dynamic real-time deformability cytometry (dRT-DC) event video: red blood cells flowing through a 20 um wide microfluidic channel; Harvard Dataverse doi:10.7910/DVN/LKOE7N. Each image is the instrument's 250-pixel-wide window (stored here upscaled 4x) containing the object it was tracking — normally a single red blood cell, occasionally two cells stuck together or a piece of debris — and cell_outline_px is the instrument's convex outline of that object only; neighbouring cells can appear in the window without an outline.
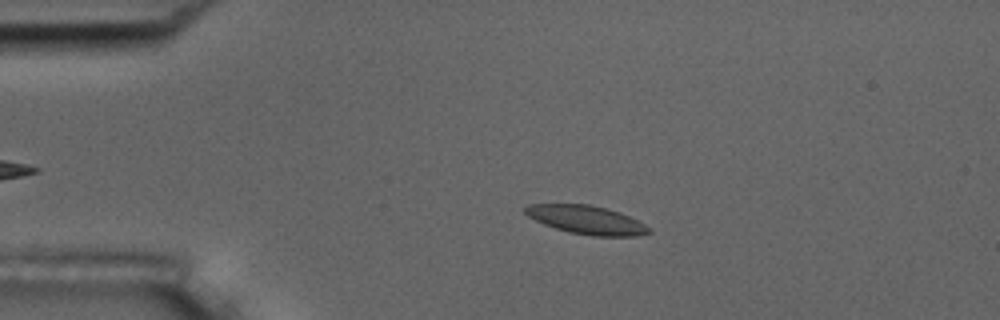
{"species": "common noctule bat (a hibernating species)", "species_latin": "Nyctalus noctula", "temperature_condition": "room temperature", "stored_images_in_passage": 4, "camera_frame_rate_fps": 3000, "um_per_image_px": 0.085, "animal": {"sex": "male", "body_mass_g": 17.5, "forearm_length_mm": 52.3}, "frame": {"image": 1, "passage_image": 2, "time_ms": 2.0, "image_size_px": [1000, 320], "cell_outline_px": [[652, 232], [640, 236], [592, 236], [568, 232], [544, 224], [528, 216], [524, 212], [524, 208], [528, 204], [588, 204], [620, 212], [652, 228]], "centroid_in_image_um": [49.87, 18.7], "position_along_channel_um": 35.1, "area_um2": 20.52}}